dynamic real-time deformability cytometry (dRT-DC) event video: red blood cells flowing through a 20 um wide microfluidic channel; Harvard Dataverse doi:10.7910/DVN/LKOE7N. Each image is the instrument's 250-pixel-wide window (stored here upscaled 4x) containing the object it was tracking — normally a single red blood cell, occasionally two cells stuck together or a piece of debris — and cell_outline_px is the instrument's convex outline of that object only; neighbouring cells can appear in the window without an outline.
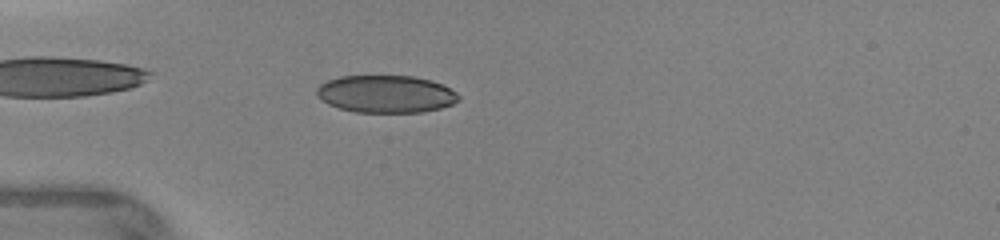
{"species": "human", "species_latin": "Homo sapiens", "temperature_condition": "warm", "stored_images_in_passage": 43, "camera_frame_rate_fps": 3000, "um_per_image_px": 0.085, "donor": {"sex": "female"}, "frame": {"image": 1, "passage_image": 6, "time_ms": 2.667, "image_size_px": [1000, 240], "cell_outline_px": [[460, 100], [452, 104], [440, 108], [420, 112], [356, 112], [340, 108], [328, 104], [316, 96], [316, 88], [320, 84], [328, 80], [340, 76], [412, 76], [432, 80], [456, 92], [460, 96]], "centroid_in_image_um": [32.78, 7.99], "position_along_channel_um": 52.2, "area_um2": 30.92}}